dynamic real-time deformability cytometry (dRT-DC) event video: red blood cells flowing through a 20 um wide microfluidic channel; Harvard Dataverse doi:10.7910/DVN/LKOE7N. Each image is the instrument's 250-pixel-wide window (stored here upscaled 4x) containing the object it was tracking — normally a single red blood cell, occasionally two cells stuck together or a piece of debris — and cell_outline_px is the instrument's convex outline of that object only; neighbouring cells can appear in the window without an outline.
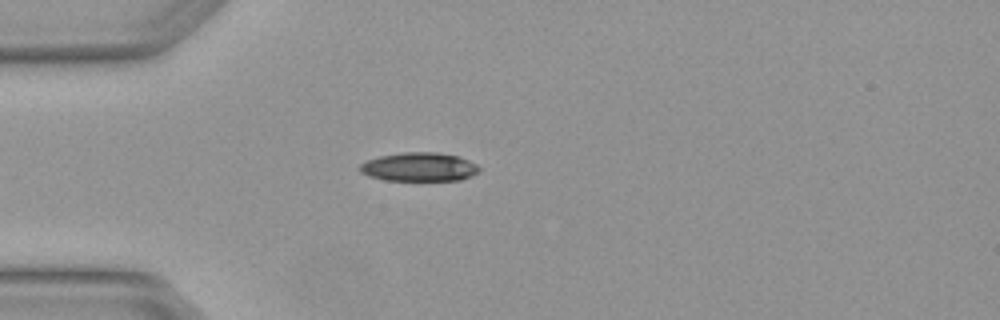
{"species": "Egyptian fruit bat (a non-hibernating species)", "species_latin": "Rousettus aegyptiacus", "temperature_condition": "warm", "stored_images_in_passage": 4, "camera_frame_rate_fps": 3000, "um_per_image_px": 0.085, "animal": {"sex": "female"}, "frame": {"image": 1, "passage_image": 4, "time_ms": 1.0, "image_size_px": [1000, 320], "cell_outline_px": [[480, 168], [472, 176], [460, 180], [384, 180], [368, 176], [360, 172], [360, 164], [368, 160], [380, 156], [404, 152], [436, 152], [460, 156], [476, 164]], "centroid_in_image_um": [35.63, 14.19], "position_along_channel_um": 49.4, "area_um2": 19.94}}